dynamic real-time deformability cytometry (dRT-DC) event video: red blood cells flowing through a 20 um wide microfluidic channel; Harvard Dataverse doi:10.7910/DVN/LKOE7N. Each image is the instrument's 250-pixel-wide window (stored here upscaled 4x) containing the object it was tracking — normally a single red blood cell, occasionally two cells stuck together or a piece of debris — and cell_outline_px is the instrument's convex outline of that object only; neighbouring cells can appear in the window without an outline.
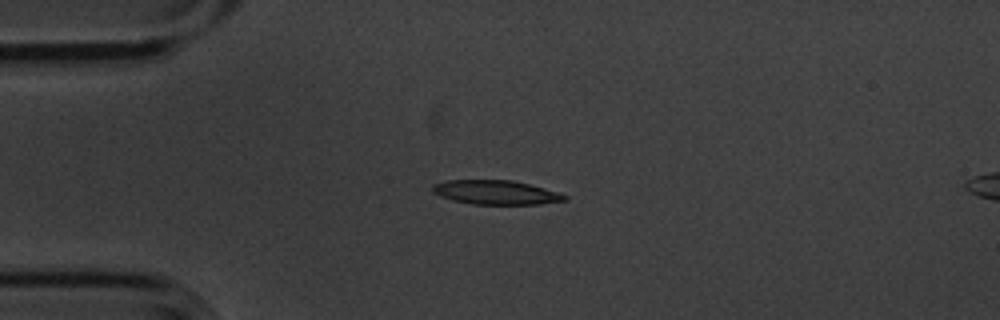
{"species": "common noctule bat (a hibernating species)", "species_latin": "Nyctalus noctula", "temperature_condition": "cold", "stored_images_in_passage": 5, "camera_frame_rate_fps": 3000, "um_per_image_px": 0.085, "animal": {"sex": "male", "body_mass_g": 20.1, "forearm_length_mm": 53.5}, "frame": {"image": 1, "passage_image": 2, "time_ms": 0.333, "image_size_px": [1000, 320], "cell_outline_px": [[568, 200], [540, 204], [472, 204], [452, 200], [440, 196], [432, 192], [432, 184], [448, 180], [512, 180], [544, 188], [568, 196]], "centroid_in_image_um": [42.13, 16.35], "position_along_channel_um": 42.9, "area_um2": 18.55}}
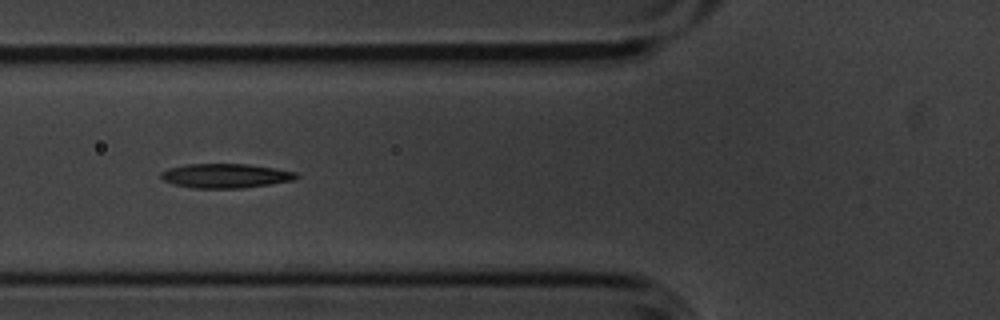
{"frame": {"image": 2, "passage_image": 4, "time_ms": 1.0, "image_size_px": [1000, 320], "cell_outline_px": [[300, 176], [296, 180], [272, 184], [240, 188], [192, 188], [172, 184], [164, 180], [160, 176], [160, 172], [168, 168], [188, 164], [248, 164], [276, 168], [296, 172]], "centroid_in_image_um": [19.2, 14.94], "position_along_channel_um": 106.6, "area_um2": 19.36}}
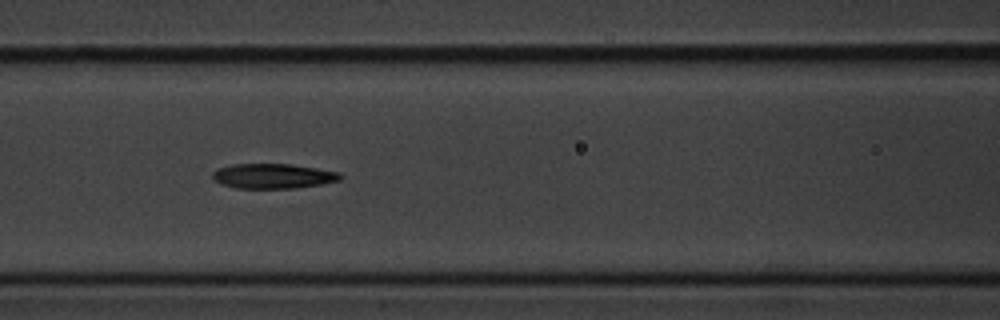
{"frame": {"image": 3, "passage_image": 5, "time_ms": 1.333, "image_size_px": [1000, 320], "cell_outline_px": [[344, 176], [340, 180], [320, 184], [292, 188], [236, 188], [220, 184], [212, 180], [212, 172], [216, 168], [232, 164], [292, 164], [340, 172]], "centroid_in_image_um": [23.17, 14.96], "position_along_channel_um": 143.4, "area_um2": 18.67}}